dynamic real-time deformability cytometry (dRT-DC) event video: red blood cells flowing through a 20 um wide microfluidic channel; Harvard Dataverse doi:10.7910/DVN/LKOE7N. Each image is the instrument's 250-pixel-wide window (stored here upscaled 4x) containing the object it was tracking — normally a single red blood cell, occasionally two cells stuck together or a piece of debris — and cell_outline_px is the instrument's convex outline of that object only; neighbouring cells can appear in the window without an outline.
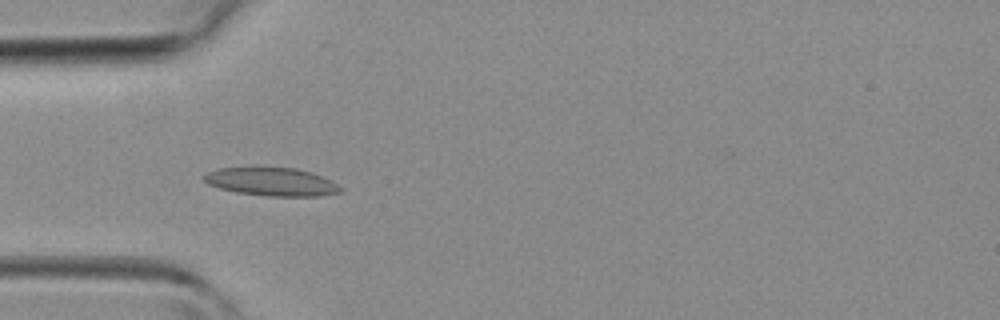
{"species": "common noctule bat (a hibernating species)", "species_latin": "Nyctalus noctula", "temperature_condition": "room temperature", "stored_images_in_passage": 43, "camera_frame_rate_fps": 3000, "um_per_image_px": 0.085, "animal": {"sex": "female", "body_mass_g": 19.3, "forearm_length_mm": 54.1}, "frame": {"image": 1, "passage_image": 13, "time_ms": 4.0, "image_size_px": [1000, 320], "cell_outline_px": [[344, 192], [320, 196], [268, 196], [236, 192], [220, 188], [208, 184], [200, 176], [216, 168], [252, 164], [256, 164], [296, 168], [312, 172], [324, 176], [332, 180], [344, 188]], "centroid_in_image_um": [23.08, 15.39], "position_along_channel_um": 61.9, "area_um2": 23.87}}
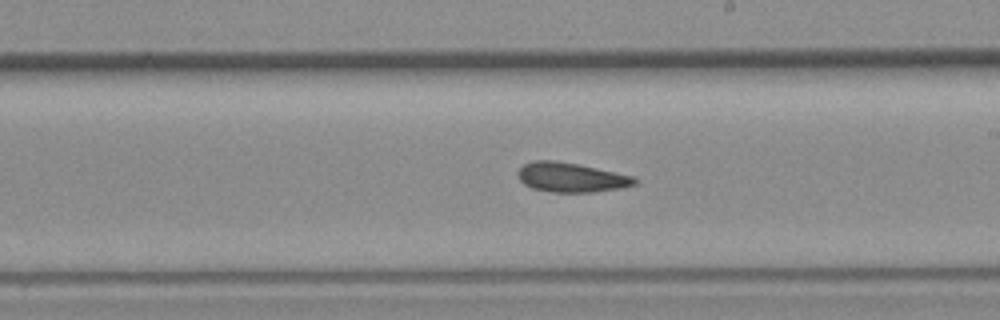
{"frame": {"image": 2, "passage_image": 24, "time_ms": 7.667, "image_size_px": [1000, 320], "cell_outline_px": [[640, 180], [636, 184], [620, 188], [592, 192], [552, 192], [532, 188], [524, 184], [516, 176], [516, 172], [524, 164], [532, 160], [556, 160], [580, 164], [636, 176]], "centroid_in_image_um": [48.56, 15.06], "position_along_channel_um": 240.4, "area_um2": 20.46}}
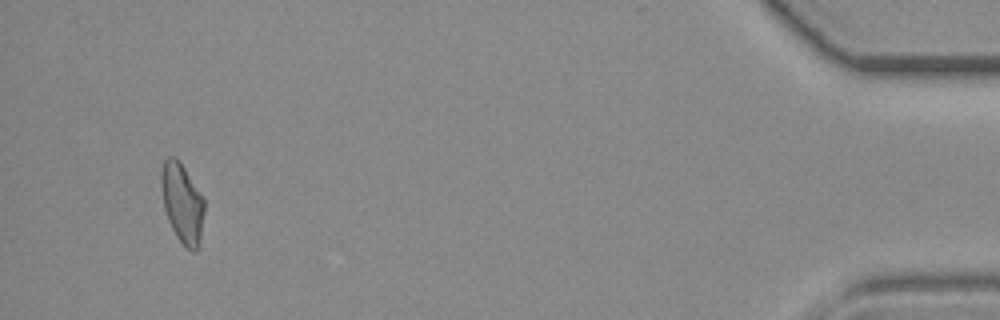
{"frame": {"image": 3, "passage_image": 40, "time_ms": 13.0, "image_size_px": [1000, 320], "cell_outline_px": [[204, 212], [200, 244], [196, 252], [192, 252], [176, 236], [168, 220], [164, 208], [160, 180], [160, 172], [164, 160], [168, 156], [176, 156], [180, 160], [204, 200]], "centroid_in_image_um": [15.48, 17.24], "position_along_channel_um": 419.7, "area_um2": 20.06}}